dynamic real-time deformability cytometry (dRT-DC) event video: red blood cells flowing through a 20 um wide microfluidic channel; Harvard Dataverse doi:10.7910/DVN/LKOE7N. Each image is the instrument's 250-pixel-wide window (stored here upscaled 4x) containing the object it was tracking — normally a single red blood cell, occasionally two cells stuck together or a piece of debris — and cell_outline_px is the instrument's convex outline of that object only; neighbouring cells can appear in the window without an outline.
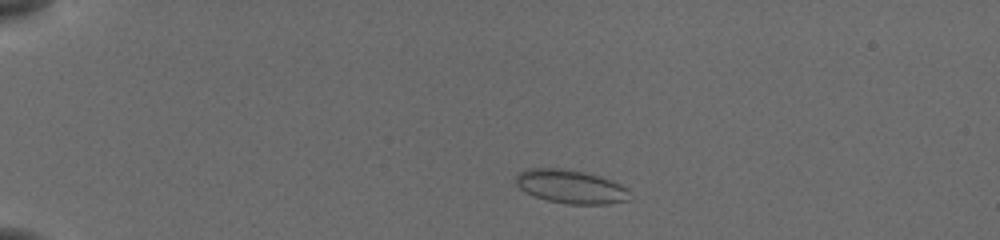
{"species": "common noctule bat (a hibernating species)", "species_latin": "Nyctalus noctula", "temperature_condition": "cold", "stored_images_in_passage": 43, "camera_frame_rate_fps": 3000, "um_per_image_px": 0.085, "animal": {"sex": "female", "body_mass_g": 19.5, "forearm_length_mm": 54.1}, "frame": {"image": 1, "passage_image": 1, "time_ms": 0.0, "image_size_px": [1000, 240], "cell_outline_px": [[628, 200], [608, 204], [568, 204], [548, 200], [536, 196], [520, 188], [516, 184], [516, 176], [520, 172], [528, 168], [556, 168], [580, 172], [596, 176], [620, 184], [628, 188]], "centroid_in_image_um": [48.5, 15.87], "position_along_channel_um": 36.5, "area_um2": 21.68}}
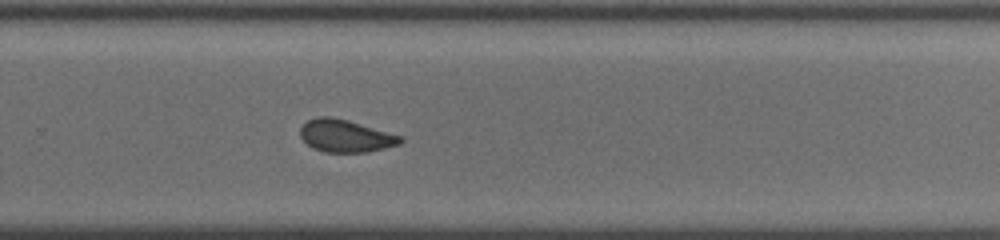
{"frame": {"image": 2, "passage_image": 27, "time_ms": 8.667, "image_size_px": [1000, 240], "cell_outline_px": [[404, 140], [400, 144], [368, 152], [324, 152], [312, 148], [300, 136], [300, 128], [308, 120], [316, 116], [332, 116], [348, 120], [404, 136]], "centroid_in_image_um": [29.39, 11.54], "position_along_channel_um": 300.4, "area_um2": 19.13}}
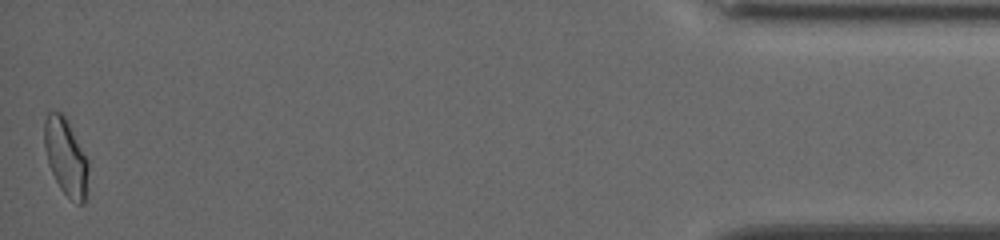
{"frame": {"image": 3, "passage_image": 43, "time_ms": 14.0, "image_size_px": [1000, 240], "cell_outline_px": [[88, 168], [84, 204], [80, 204], [72, 200], [60, 188], [48, 164], [44, 148], [44, 120], [48, 112], [64, 112], [88, 160]], "centroid_in_image_um": [5.58, 13.28], "position_along_channel_um": 429.6, "area_um2": 19.65}, "authors_computed_cell_mechanics": {"area_um2": 19.363, "velocity_mm_per_s": 3.835, "shape_relaxation_time_tau1_ms": 10.3279, "shape_relaxation_time_tau2_ms": 1.7457, "deformation_change_tau1": 0.1726, "deformation_change_tau2": 0.0648}}